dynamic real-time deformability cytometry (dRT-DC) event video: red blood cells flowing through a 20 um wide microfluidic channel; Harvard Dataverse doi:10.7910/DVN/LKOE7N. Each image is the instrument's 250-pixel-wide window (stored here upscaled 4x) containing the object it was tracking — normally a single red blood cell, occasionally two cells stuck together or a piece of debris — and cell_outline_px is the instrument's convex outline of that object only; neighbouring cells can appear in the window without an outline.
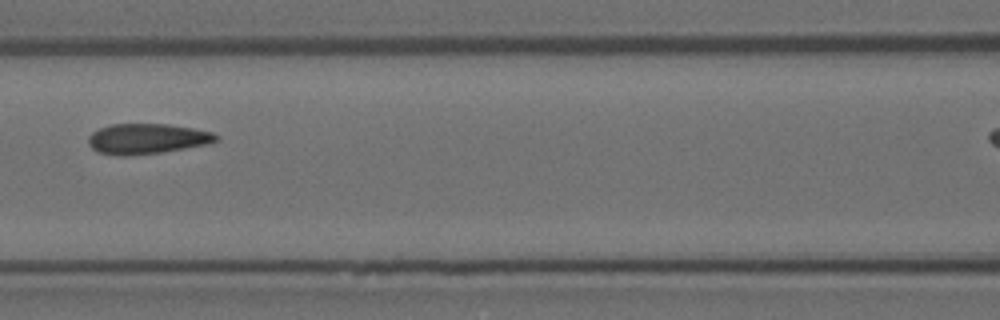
{"species": "Egyptian fruit bat (a non-hibernating species)", "species_latin": "Rousettus aegyptiacus", "temperature_condition": "room temperature", "stored_images_in_passage": 7, "camera_frame_rate_fps": 3000, "um_per_image_px": 0.085, "animal": {"sex": "female"}, "frame": {"image": 1, "passage_image": 6, "time_ms": 1.667, "image_size_px": [1000, 320], "cell_outline_px": [[220, 140], [208, 144], [160, 152], [124, 156], [120, 156], [96, 152], [88, 144], [88, 136], [92, 132], [100, 128], [112, 124], [168, 124], [192, 128], [212, 132], [220, 136]], "centroid_in_image_um": [12.49, 11.79], "position_along_channel_um": 154.1, "area_um2": 22.6}}